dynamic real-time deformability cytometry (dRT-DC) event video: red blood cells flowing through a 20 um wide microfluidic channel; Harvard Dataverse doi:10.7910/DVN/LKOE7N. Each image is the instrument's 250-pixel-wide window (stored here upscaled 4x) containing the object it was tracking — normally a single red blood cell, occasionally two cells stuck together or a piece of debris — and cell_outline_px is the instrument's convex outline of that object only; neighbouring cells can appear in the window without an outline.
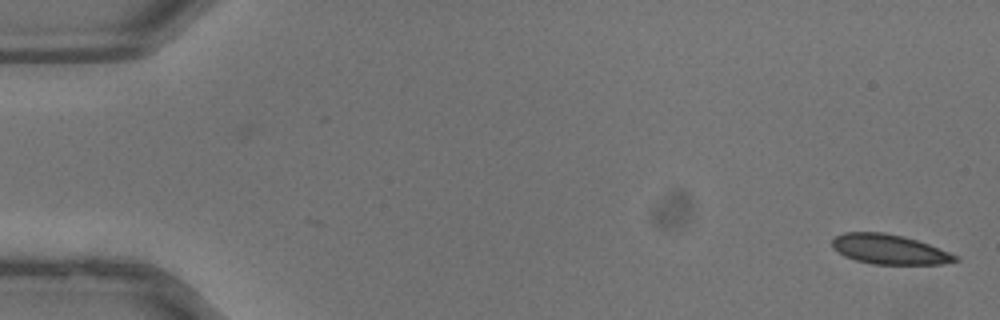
{"species": "common noctule bat (a hibernating species)", "species_latin": "Nyctalus noctula", "temperature_condition": "warm", "stored_images_in_passage": 15, "camera_frame_rate_fps": 3000, "um_per_image_px": 0.085, "animal": {"sex": "male", "body_mass_g": 13.3}, "frame": {"image": 1, "passage_image": 1, "time_ms": 0.0, "image_size_px": [1000, 320], "cell_outline_px": [[960, 260], [944, 264], [872, 264], [856, 260], [844, 256], [832, 248], [832, 240], [836, 236], [844, 232], [884, 232], [904, 236], [928, 244], [960, 256]], "centroid_in_image_um": [75.6, 21.19], "position_along_channel_um": 9.4, "area_um2": 21.44}}
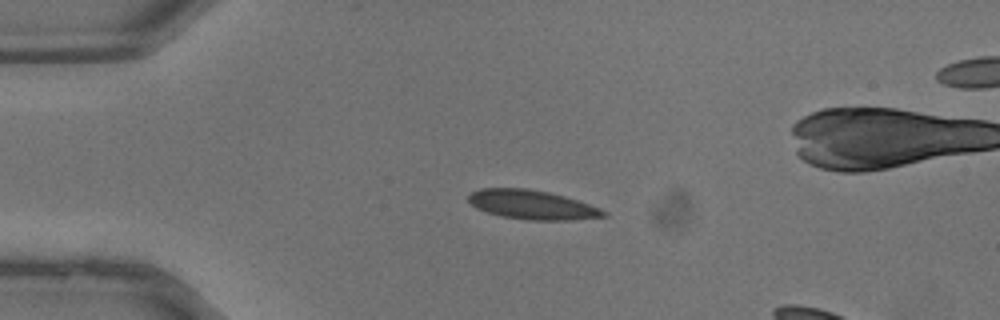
{"frame": {"image": 2, "passage_image": 9, "time_ms": 2.667, "image_size_px": [1000, 320], "cell_outline_px": [[608, 216], [572, 220], [528, 220], [500, 216], [476, 208], [468, 200], [468, 196], [472, 192], [480, 188], [528, 188], [548, 192], [564, 196], [600, 208], [608, 212]], "centroid_in_image_um": [45.23, 17.41], "position_along_channel_um": 39.8, "area_um2": 22.95}}
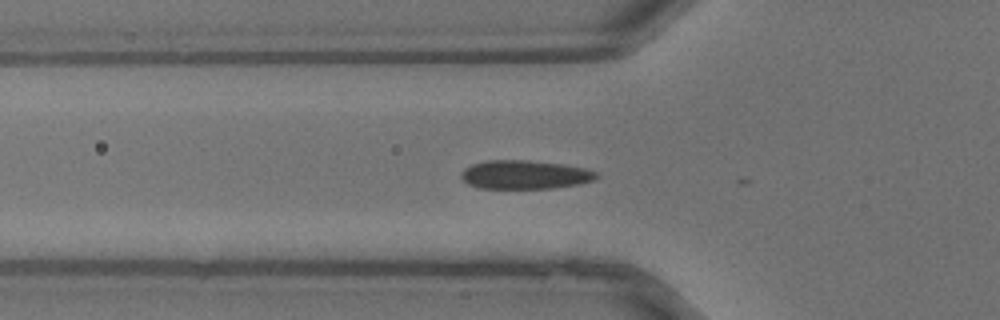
{"frame": {"image": 3, "passage_image": 13, "time_ms": 4.0, "image_size_px": [1000, 320], "cell_outline_px": [[600, 176], [592, 180], [580, 184], [552, 188], [480, 188], [468, 184], [460, 176], [460, 172], [464, 168], [472, 164], [488, 160], [528, 160], [564, 164], [584, 168], [596, 172]], "centroid_in_image_um": [44.6, 14.84], "position_along_channel_um": 81.2, "area_um2": 22.66}}